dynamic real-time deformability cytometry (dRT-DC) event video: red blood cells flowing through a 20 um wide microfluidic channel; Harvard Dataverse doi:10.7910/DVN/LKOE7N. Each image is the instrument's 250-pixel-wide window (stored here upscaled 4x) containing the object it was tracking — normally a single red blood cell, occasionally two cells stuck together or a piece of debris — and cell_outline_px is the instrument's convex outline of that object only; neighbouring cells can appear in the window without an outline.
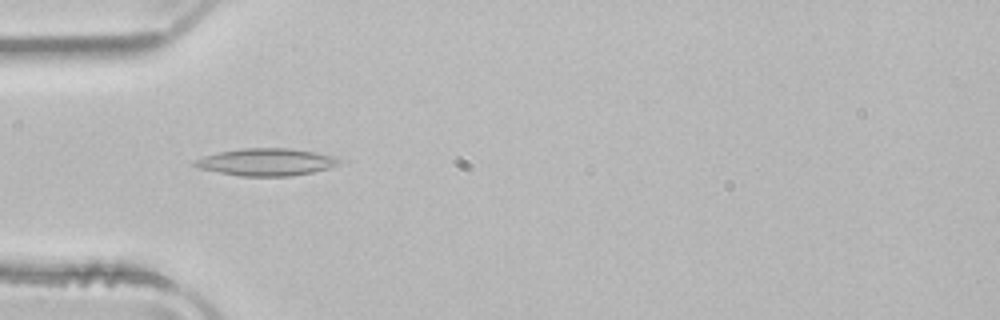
{"species": "common noctule bat (a hibernating species)", "species_latin": "Nyctalus noctula", "temperature_condition": "room temperature", "stored_images_in_passage": 43, "camera_frame_rate_fps": 3000, "um_per_image_px": 0.085, "animal": {"sex": "male", "body_mass_g": 21.5, "forearm_length_mm": 52.0}, "frame": {"image": 1, "passage_image": 8, "time_ms": 2.333, "image_size_px": [1000, 320], "cell_outline_px": [[340, 164], [328, 168], [312, 172], [288, 176], [240, 176], [200, 168], [192, 164], [196, 160], [204, 156], [216, 152], [240, 148], [288, 148], [336, 156], [340, 160]], "centroid_in_image_um": [22.64, 13.76], "position_along_channel_um": 62.4, "area_um2": 22.77}}
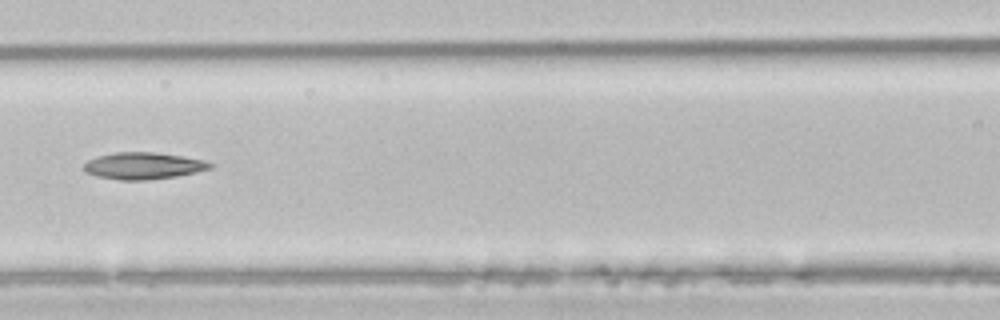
{"frame": {"image": 2, "passage_image": 15, "time_ms": 4.667, "image_size_px": [1000, 320], "cell_outline_px": [[212, 168], [196, 172], [176, 176], [148, 180], [120, 180], [96, 176], [84, 172], [84, 164], [88, 160], [96, 156], [116, 152], [152, 152], [180, 156], [204, 160], [212, 164]], "centroid_in_image_um": [12.14, 14.1], "position_along_channel_um": 154.5, "area_um2": 19.65}}
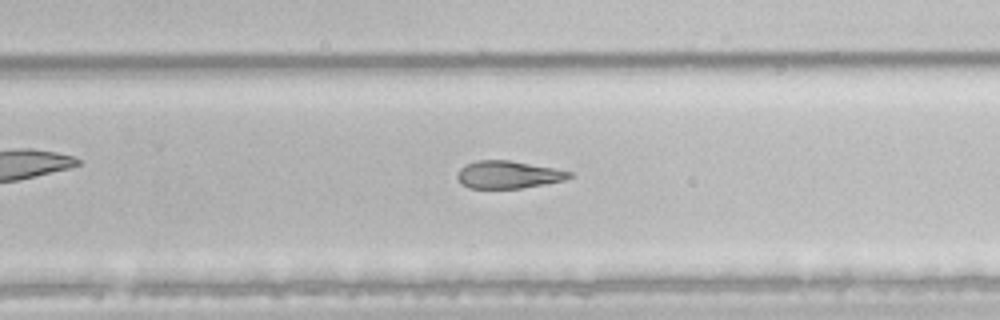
{"frame": {"image": 3, "passage_image": 25, "time_ms": 8.0, "image_size_px": [1000, 320], "cell_outline_px": [[576, 176], [564, 180], [520, 188], [468, 188], [460, 184], [456, 176], [460, 168], [464, 164], [476, 160], [508, 160], [552, 168], [572, 172]], "centroid_in_image_um": [43.15, 14.84], "position_along_channel_um": 286.6, "area_um2": 17.98}}